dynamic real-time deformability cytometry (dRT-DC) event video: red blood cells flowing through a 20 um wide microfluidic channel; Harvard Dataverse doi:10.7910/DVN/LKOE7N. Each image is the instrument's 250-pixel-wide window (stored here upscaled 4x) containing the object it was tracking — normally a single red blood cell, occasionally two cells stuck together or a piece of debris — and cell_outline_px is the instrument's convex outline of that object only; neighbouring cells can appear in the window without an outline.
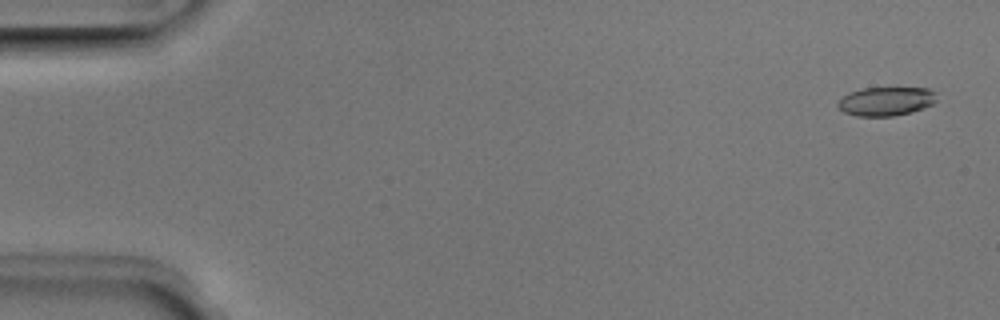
{"species": "Egyptian fruit bat (a non-hibernating species)", "species_latin": "Rousettus aegyptiacus", "temperature_condition": "room temperature", "stored_images_in_passage": 51, "camera_frame_rate_fps": 3000, "um_per_image_px": 0.085, "animal": {"sex": "male"}, "frame": {"image": 1, "passage_image": 2, "time_ms": 0.333, "image_size_px": [1000, 320], "cell_outline_px": [[936, 100], [932, 104], [924, 108], [892, 116], [856, 116], [844, 112], [836, 104], [848, 92], [864, 88], [928, 88], [936, 92]], "centroid_in_image_um": [75.31, 8.6], "position_along_channel_um": 9.7, "area_um2": 16.47}}
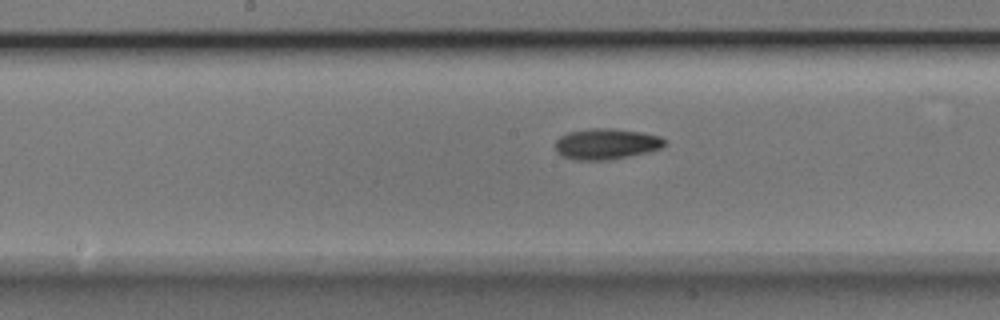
{"frame": {"image": 2, "passage_image": 26, "time_ms": 8.333, "image_size_px": [1000, 320], "cell_outline_px": [[668, 144], [660, 148], [648, 152], [608, 160], [572, 160], [560, 156], [556, 152], [556, 140], [560, 136], [568, 132], [588, 128], [612, 128], [640, 132], [660, 136], [668, 140]], "centroid_in_image_um": [51.53, 12.23], "position_along_channel_um": 196.7, "area_um2": 19.94}}
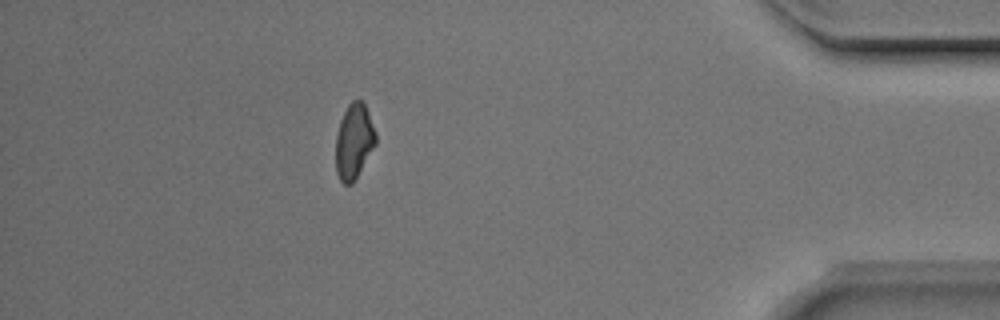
{"frame": {"image": 3, "passage_image": 45, "time_ms": 14.667, "image_size_px": [1000, 320], "cell_outline_px": [[376, 144], [352, 184], [344, 184], [340, 180], [336, 172], [336, 136], [340, 120], [348, 104], [352, 100], [364, 100], [376, 132]], "centroid_in_image_um": [30.09, 11.98], "position_along_channel_um": 405.1, "area_um2": 17.57}, "authors_computed_cell_mechanics": {"area_um2": 17.9758, "velocity_mm_per_s": 4.0195, "shape_relaxation_time_tau1_ms": 3.3068, "shape_relaxation_time_tau2_ms": 6.9793, "deformation_change_tau1": 0.1277, "deformation_change_tau2": 0.1469}}